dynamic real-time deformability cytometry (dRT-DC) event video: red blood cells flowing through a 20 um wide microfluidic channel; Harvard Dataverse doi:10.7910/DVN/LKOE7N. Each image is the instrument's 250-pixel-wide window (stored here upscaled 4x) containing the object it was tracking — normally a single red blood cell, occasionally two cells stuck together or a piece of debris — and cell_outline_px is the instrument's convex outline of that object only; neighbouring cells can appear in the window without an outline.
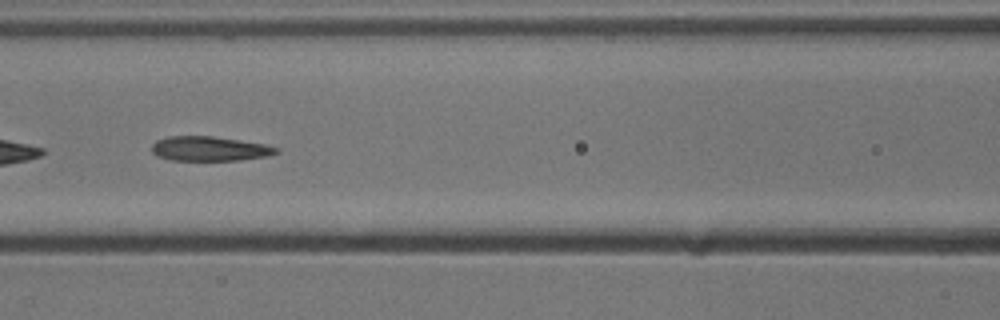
{"species": "common noctule bat (a hibernating species)", "species_latin": "Nyctalus noctula", "temperature_condition": "cold", "stored_images_in_passage": 46, "segment_of_instrument_passage": [2, 2], "camera_frame_rate_fps": 3000, "um_per_image_px": 0.085, "animal": {"sex": "male", "body_mass_g": 13.3}, "frame": {"image": 1, "passage_image": 23, "time_ms": 7.333, "image_size_px": [1000, 320], "cell_outline_px": [[280, 152], [268, 156], [240, 160], [168, 160], [156, 156], [152, 152], [152, 144], [156, 140], [168, 136], [212, 136], [264, 144], [280, 148]], "centroid_in_image_um": [17.8, 12.64], "position_along_channel_um": 148.8, "area_um2": 17.92}}
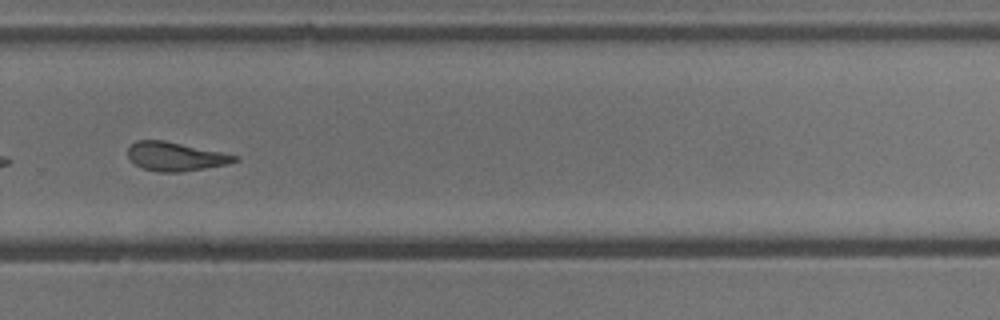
{"frame": {"image": 2, "passage_image": 36, "time_ms": 11.667, "image_size_px": [1000, 320], "cell_outline_px": [[240, 160], [228, 164], [180, 172], [156, 172], [144, 168], [136, 164], [128, 156], [128, 148], [136, 140], [164, 140], [240, 156]], "centroid_in_image_um": [14.94, 13.3], "position_along_channel_um": 314.9, "area_um2": 17.8}}
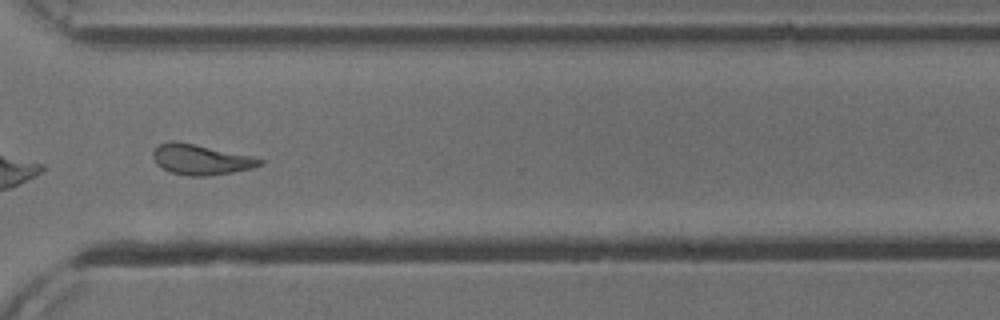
{"frame": {"image": 3, "passage_image": 39, "time_ms": 12.667, "image_size_px": [1000, 320], "cell_outline_px": [[264, 164], [252, 168], [232, 172], [208, 176], [188, 176], [172, 172], [156, 164], [152, 156], [152, 152], [160, 144], [172, 140], [176, 140], [248, 156], [264, 160]], "centroid_in_image_um": [17.04, 13.57], "position_along_channel_um": 353.6, "area_um2": 18.55}}